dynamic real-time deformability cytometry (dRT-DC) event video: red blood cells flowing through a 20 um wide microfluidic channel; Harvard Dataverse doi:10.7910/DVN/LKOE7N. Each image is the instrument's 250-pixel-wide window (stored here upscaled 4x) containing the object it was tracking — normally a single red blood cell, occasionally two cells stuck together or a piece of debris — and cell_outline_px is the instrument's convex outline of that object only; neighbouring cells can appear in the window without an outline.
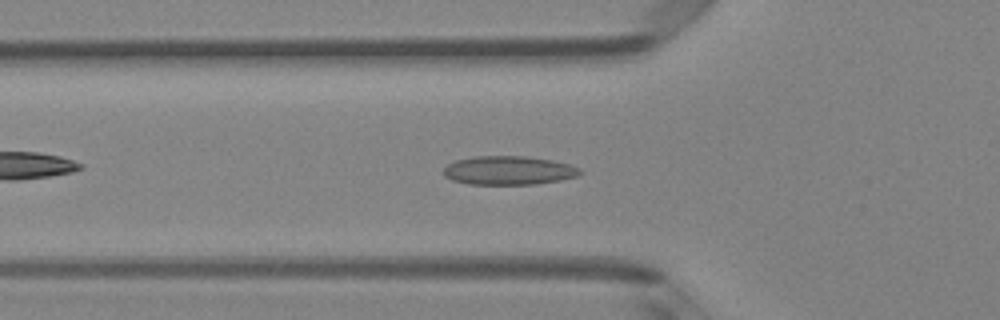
{"species": "Egyptian fruit bat (a non-hibernating species)", "species_latin": "Rousettus aegyptiacus", "temperature_condition": "room temperature", "stored_images_in_passage": 38, "camera_frame_rate_fps": 3000, "um_per_image_px": 0.085, "animal": {"sex": "female"}, "frame": {"image": 1, "passage_image": 10, "time_ms": 3.0, "image_size_px": [1000, 320], "cell_outline_px": [[584, 172], [580, 176], [560, 180], [532, 184], [468, 184], [452, 180], [444, 176], [444, 168], [448, 164], [456, 160], [472, 156], [524, 156], [552, 160], [572, 164], [580, 168]], "centroid_in_image_um": [43.28, 14.48], "position_along_channel_um": 82.5, "area_um2": 23.06}}
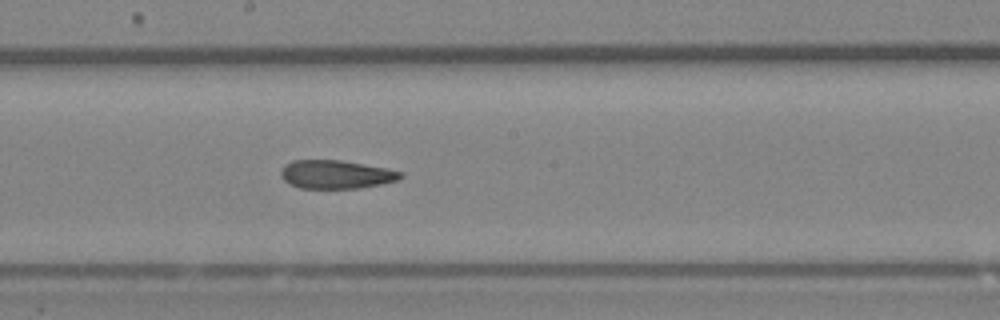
{"frame": {"image": 2, "passage_image": 20, "time_ms": 6.333, "image_size_px": [1000, 320], "cell_outline_px": [[404, 176], [400, 180], [360, 188], [300, 188], [288, 184], [280, 176], [280, 168], [284, 164], [292, 160], [340, 160], [388, 168], [404, 172]], "centroid_in_image_um": [28.56, 14.82], "position_along_channel_um": 219.6, "area_um2": 20.17}}
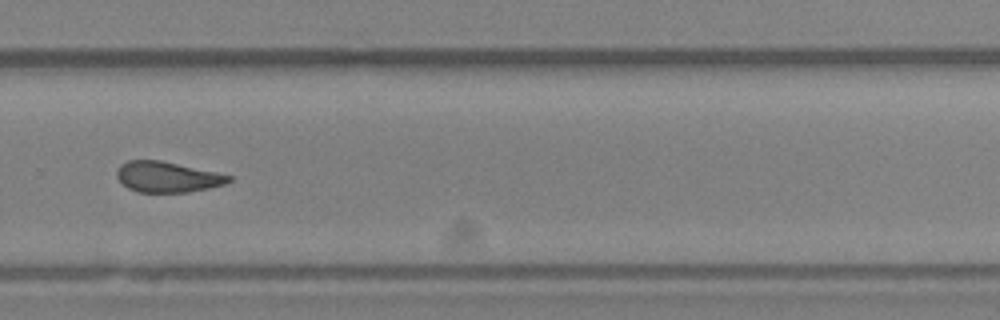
{"frame": {"image": 3, "passage_image": 27, "time_ms": 8.667, "image_size_px": [1000, 320], "cell_outline_px": [[232, 180], [224, 184], [208, 188], [188, 192], [136, 192], [128, 188], [116, 176], [116, 172], [120, 164], [128, 160], [160, 160], [216, 172], [232, 176]], "centroid_in_image_um": [14.2, 15.04], "position_along_channel_um": 315.6, "area_um2": 19.88}}